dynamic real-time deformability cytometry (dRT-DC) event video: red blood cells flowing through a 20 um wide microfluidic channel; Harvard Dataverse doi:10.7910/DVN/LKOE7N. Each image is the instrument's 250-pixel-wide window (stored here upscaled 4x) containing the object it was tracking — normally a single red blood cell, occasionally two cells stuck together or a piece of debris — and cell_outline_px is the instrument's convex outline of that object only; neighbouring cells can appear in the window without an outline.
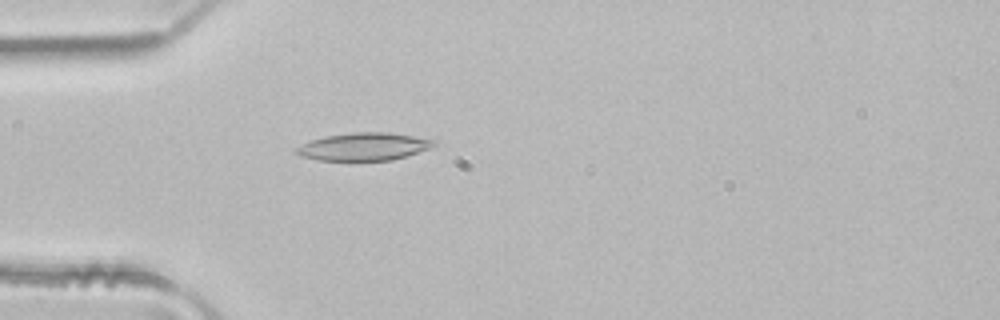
{"species": "common noctule bat (a hibernating species)", "species_latin": "Nyctalus noctula", "temperature_condition": "room temperature", "stored_images_in_passage": 4, "camera_frame_rate_fps": 3000, "um_per_image_px": 0.085, "animal": {"sex": "male", "body_mass_g": 21.5, "forearm_length_mm": 52.0}, "frame": {"image": 1, "passage_image": 4, "time_ms": 1.0, "image_size_px": [1000, 320], "cell_outline_px": [[436, 144], [428, 148], [392, 160], [316, 160], [300, 156], [296, 152], [296, 148], [312, 140], [328, 136], [356, 132], [388, 132], [436, 140]], "centroid_in_image_um": [30.92, 12.46], "position_along_channel_um": 54.1, "area_um2": 21.68}}